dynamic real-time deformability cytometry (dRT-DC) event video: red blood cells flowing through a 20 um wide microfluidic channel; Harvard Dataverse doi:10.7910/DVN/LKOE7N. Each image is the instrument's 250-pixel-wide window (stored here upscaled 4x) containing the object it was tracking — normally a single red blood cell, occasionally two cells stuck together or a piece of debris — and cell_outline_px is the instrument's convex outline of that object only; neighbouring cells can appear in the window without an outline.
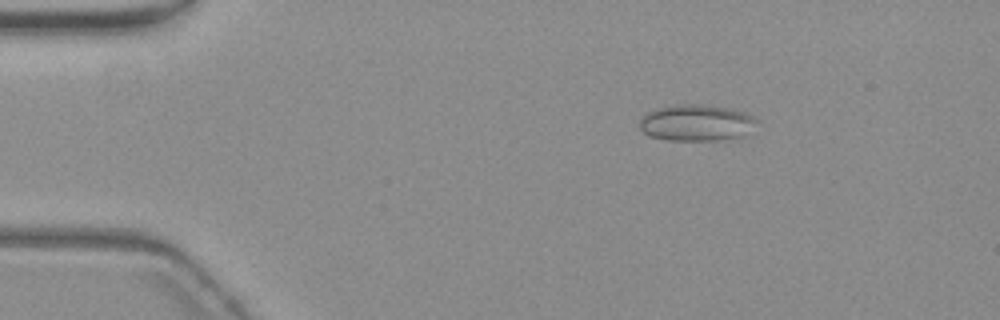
{"species": "common noctule bat (a hibernating species)", "species_latin": "Nyctalus noctula", "temperature_condition": "warm", "stored_images_in_passage": 55, "camera_frame_rate_fps": 3000, "um_per_image_px": 0.085, "animal": {"sex": "female", "body_mass_g": 19.3, "forearm_length_mm": 54.1}, "frame": {"image": 1, "passage_image": 9, "time_ms": 2.667, "image_size_px": [1000, 320], "cell_outline_px": [[756, 120], [740, 136], [716, 140], [668, 140], [652, 136], [644, 132], [640, 128], [640, 120], [648, 112], [656, 108], [676, 104], [704, 104], [728, 108], [744, 112], [752, 116]], "centroid_in_image_um": [59.11, 10.41], "position_along_channel_um": 25.9, "area_um2": 24.22}}
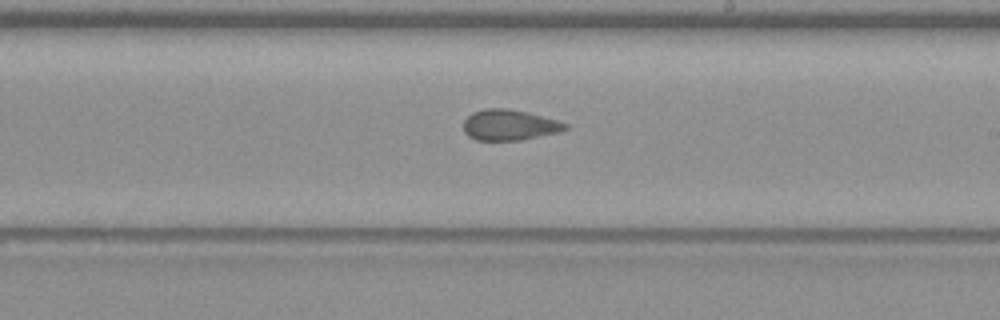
{"frame": {"image": 2, "passage_image": 32, "time_ms": 10.333, "image_size_px": [1000, 320], "cell_outline_px": [[568, 128], [560, 132], [520, 140], [476, 140], [468, 136], [464, 132], [464, 120], [472, 112], [484, 108], [508, 108], [556, 120], [568, 124]], "centroid_in_image_um": [43.27, 10.63], "position_along_channel_um": 245.7, "area_um2": 18.09}}
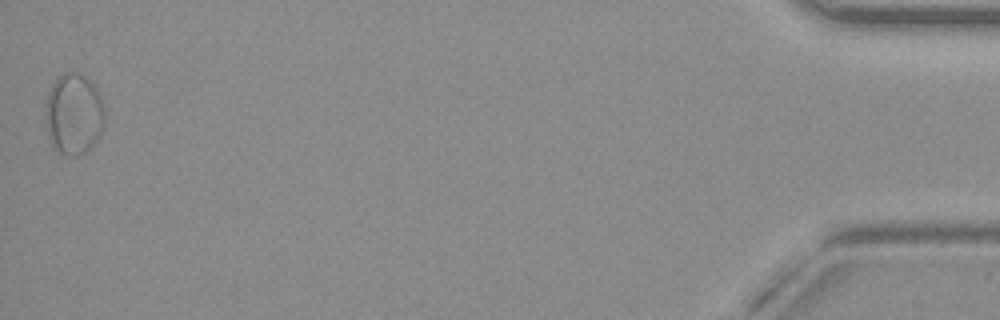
{"frame": {"image": 3, "passage_image": 55, "time_ms": 18.0, "image_size_px": [1000, 320], "cell_outline_px": [[104, 124], [96, 140], [88, 152], [76, 156], [72, 156], [60, 152], [52, 144], [48, 132], [44, 116], [44, 104], [48, 92], [52, 84], [64, 72], [80, 72], [88, 76], [96, 88], [100, 96], [104, 108]], "centroid_in_image_um": [6.26, 9.66], "position_along_channel_um": 428.9, "area_um2": 28.32}, "authors_computed_cell_mechanics": {"area_um2": 19.7676, "velocity_mm_per_s": 3.6739, "shape_relaxation_time_tau1_ms": null, "shape_relaxation_time_tau2_ms": 1.3274, "deformation_change_tau1": null, "deformation_change_tau2": 0.0869}}